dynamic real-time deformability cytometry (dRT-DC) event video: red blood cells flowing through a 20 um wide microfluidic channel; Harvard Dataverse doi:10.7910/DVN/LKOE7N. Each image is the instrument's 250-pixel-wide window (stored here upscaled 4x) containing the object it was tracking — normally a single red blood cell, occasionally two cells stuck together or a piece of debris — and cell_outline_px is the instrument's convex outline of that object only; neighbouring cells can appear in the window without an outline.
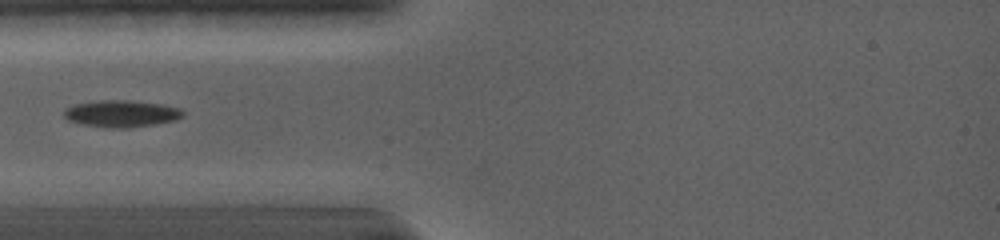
{"species": "common noctule bat (a hibernating species)", "species_latin": "Nyctalus noctula", "temperature_condition": "warm", "stored_images_in_passage": 73, "camera_frame_rate_fps": 5000, "um_per_image_px": 0.085, "animal": {"sex": "female", "body_mass_g": 19.0, "forearm_length_mm": 56.7}, "frame": {"image": 1, "passage_image": 8, "time_ms": 3.2, "image_size_px": [1000, 240], "cell_outline_px": [[184, 116], [176, 120], [128, 128], [108, 128], [80, 124], [68, 120], [64, 116], [64, 108], [76, 104], [100, 100], [124, 100], [160, 104], [180, 108], [184, 112]], "centroid_in_image_um": [10.3, 9.66], "position_along_channel_um": 74.7, "area_um2": 18.55}}
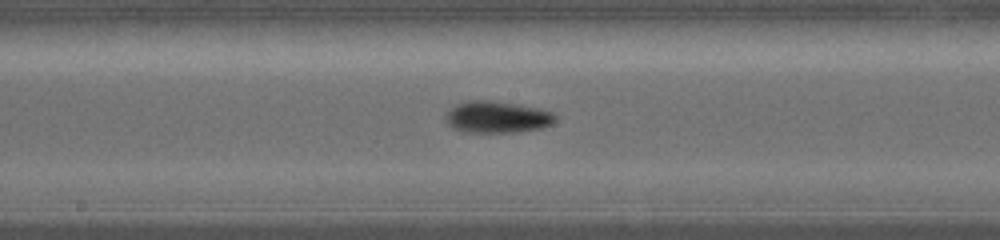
{"frame": {"image": 2, "passage_image": 25, "time_ms": 6.6, "image_size_px": [1000, 240], "cell_outline_px": [[556, 120], [552, 124], [544, 128], [516, 132], [464, 132], [452, 128], [448, 124], [444, 116], [456, 104], [480, 100], [484, 100], [540, 108], [552, 112], [556, 116]], "centroid_in_image_um": [42.28, 9.97], "position_along_channel_um": 205.9, "area_um2": 20.06}}
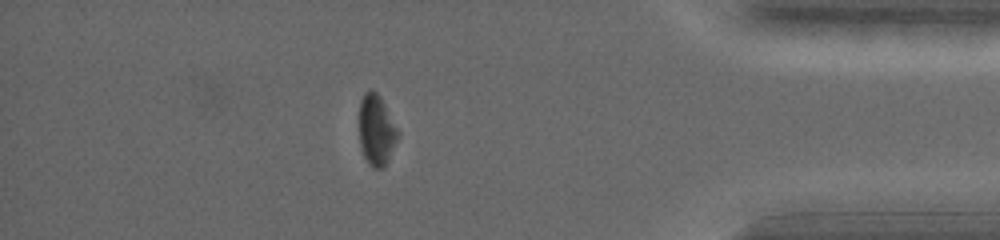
{"frame": {"image": 3, "passage_image": 54, "time_ms": 12.6, "image_size_px": [1000, 240], "cell_outline_px": [[400, 136], [384, 168], [372, 168], [368, 164], [364, 156], [360, 144], [360, 100], [364, 92], [368, 88], [372, 88], [380, 96], [400, 132]], "centroid_in_image_um": [32.02, 11.05], "position_along_channel_um": 403.2, "area_um2": 16.18}, "authors_computed_cell_mechanics": {"area_um2": 17.629, "velocity_mm_per_s": 3.867, "shape_relaxation_time_tau1_ms": 3.2302, "shape_relaxation_time_tau2_ms": null, "deformation_change_tau1": 0.1125, "deformation_change_tau2": null}}